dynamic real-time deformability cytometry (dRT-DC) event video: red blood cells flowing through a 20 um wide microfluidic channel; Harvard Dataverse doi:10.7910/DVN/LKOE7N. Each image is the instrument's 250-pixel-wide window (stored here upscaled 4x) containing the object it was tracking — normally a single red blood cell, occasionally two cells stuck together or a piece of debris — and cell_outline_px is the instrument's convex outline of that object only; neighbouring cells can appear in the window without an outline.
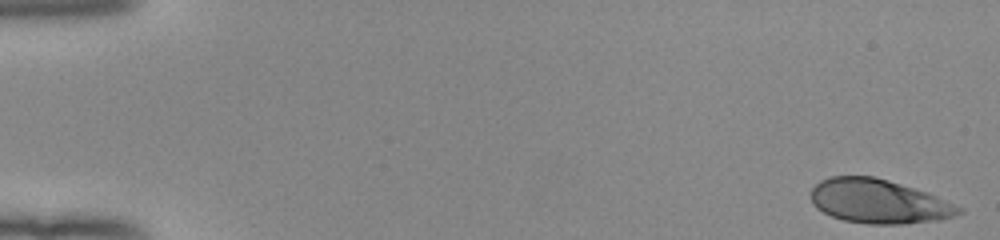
{"species": "human", "species_latin": "Homo sapiens", "temperature_condition": "room temperature", "stored_images_in_passage": 26, "camera_frame_rate_fps": 3000, "um_per_image_px": 0.085, "donor": {"sex": "female"}, "frame": {"image": 1, "passage_image": 1, "time_ms": 0.0, "image_size_px": [1000, 240], "cell_outline_px": [[964, 212], [940, 220], [904, 224], [868, 224], [844, 220], [832, 216], [816, 208], [812, 204], [812, 188], [820, 180], [832, 176], [876, 176], [928, 192], [964, 208]], "centroid_in_image_um": [74.72, 17.11], "position_along_channel_um": 10.3, "area_um2": 38.15}}
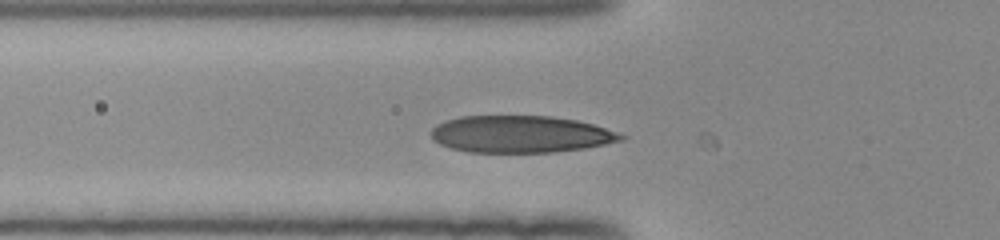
{"frame": {"image": 2, "passage_image": 19, "time_ms": 6.0, "image_size_px": [1000, 240], "cell_outline_px": [[628, 136], [624, 140], [584, 148], [552, 152], [468, 152], [452, 148], [440, 144], [432, 140], [432, 128], [436, 124], [444, 120], [460, 116], [552, 116], [576, 120], [592, 124]], "centroid_in_image_um": [44.23, 11.4], "position_along_channel_um": 81.6, "area_um2": 40.92}}
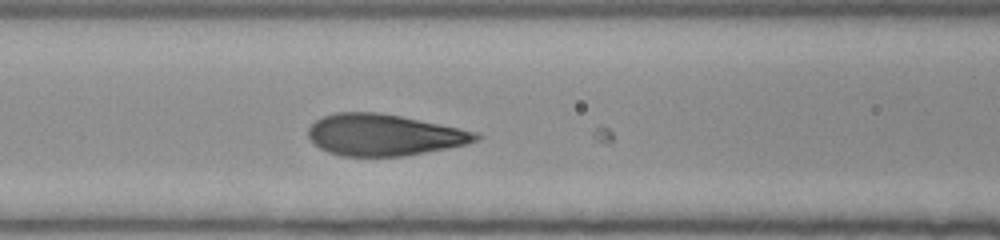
{"frame": {"image": 3, "passage_image": 23, "time_ms": 7.333, "image_size_px": [1000, 240], "cell_outline_px": [[484, 136], [480, 140], [468, 144], [448, 148], [404, 156], [340, 156], [328, 152], [320, 148], [308, 136], [308, 128], [316, 120], [324, 116], [336, 112], [376, 112], [400, 116], [480, 132]], "centroid_in_image_um": [32.69, 11.47], "position_along_channel_um": 133.9, "area_um2": 40.63}}